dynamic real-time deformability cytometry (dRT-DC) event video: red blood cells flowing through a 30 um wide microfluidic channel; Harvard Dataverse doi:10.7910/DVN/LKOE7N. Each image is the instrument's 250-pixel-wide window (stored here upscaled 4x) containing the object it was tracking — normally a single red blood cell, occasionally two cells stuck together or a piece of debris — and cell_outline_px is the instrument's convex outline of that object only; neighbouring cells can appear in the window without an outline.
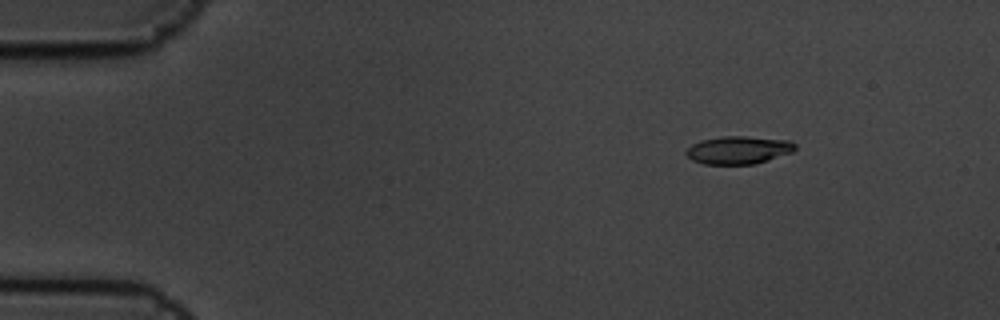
{"species": "common noctule bat (a hibernating species)", "species_latin": "Nyctalus noctula", "temperature_condition": "cold", "stored_images_in_passage": 6, "camera_frame_rate_fps": 3000, "um_per_image_px": 0.085, "animal": {"sex": "male", "body_mass_g": 19.5, "forearm_length_mm": 54.6}, "frame": {"image": 1, "passage_image": 2, "time_ms": 0.333, "image_size_px": [1000, 320], "cell_outline_px": [[796, 148], [792, 152], [756, 164], [704, 164], [692, 160], [684, 152], [692, 144], [700, 140], [724, 136], [744, 136], [792, 140], [796, 144]], "centroid_in_image_um": [62.79, 12.75], "position_along_channel_um": 22.2, "area_um2": 17.8}}
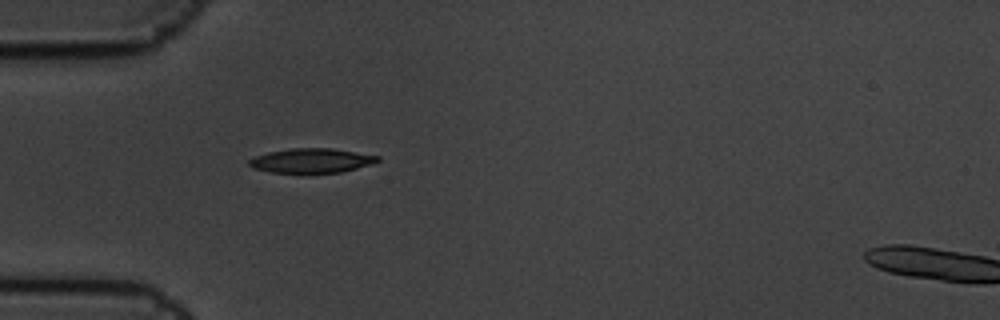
{"frame": {"image": 2, "passage_image": 5, "time_ms": 1.333, "image_size_px": [1000, 320], "cell_outline_px": [[380, 160], [372, 164], [340, 172], [272, 172], [252, 168], [248, 164], [248, 160], [256, 156], [268, 152], [292, 148], [332, 148], [380, 156]], "centroid_in_image_um": [26.48, 13.64], "position_along_channel_um": 58.5, "area_um2": 18.09}}